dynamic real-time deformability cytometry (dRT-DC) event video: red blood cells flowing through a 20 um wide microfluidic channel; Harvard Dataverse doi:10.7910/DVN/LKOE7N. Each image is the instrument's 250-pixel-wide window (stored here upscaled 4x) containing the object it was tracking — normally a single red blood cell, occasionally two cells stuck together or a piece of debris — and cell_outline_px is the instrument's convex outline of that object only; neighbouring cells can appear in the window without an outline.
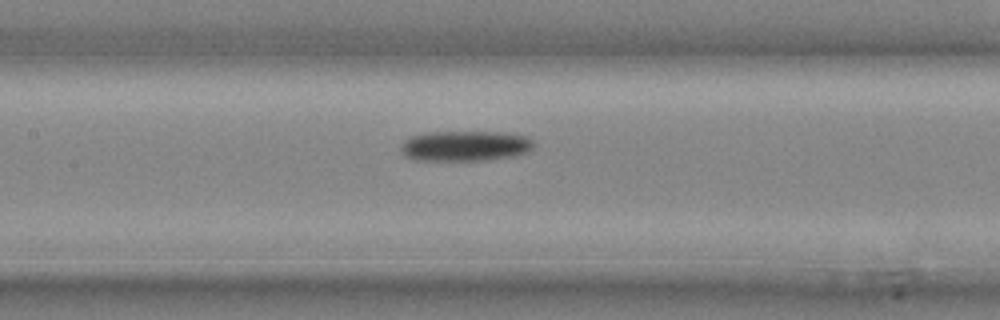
{"species": "common noctule bat (a hibernating species)", "species_latin": "Nyctalus noctula", "temperature_condition": "cold", "stored_images_in_passage": 15, "camera_frame_rate_fps": 3000, "um_per_image_px": 0.085, "animal": {"sex": "male", "body_mass_g": 20.4}, "frame": {"image": 1, "passage_image": 13, "time_ms": 4.0, "image_size_px": [1000, 320], "cell_outline_px": [[532, 148], [528, 152], [512, 156], [484, 160], [416, 160], [404, 156], [400, 148], [404, 140], [412, 136], [424, 132], [496, 132], [528, 136], [532, 140]], "centroid_in_image_um": [39.5, 12.4], "position_along_channel_um": 167.9, "area_um2": 23.41}}
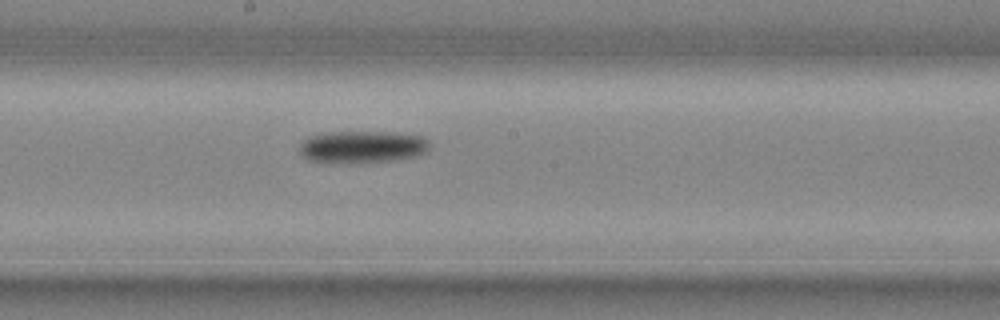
{"frame": {"image": 2, "passage_image": 15, "time_ms": 4.667, "image_size_px": [1000, 320], "cell_outline_px": [[428, 152], [416, 156], [396, 160], [308, 160], [300, 152], [300, 144], [304, 140], [312, 136], [332, 132], [392, 132], [424, 136], [428, 140]], "centroid_in_image_um": [30.89, 12.43], "position_along_channel_um": 217.3, "area_um2": 23.29}}